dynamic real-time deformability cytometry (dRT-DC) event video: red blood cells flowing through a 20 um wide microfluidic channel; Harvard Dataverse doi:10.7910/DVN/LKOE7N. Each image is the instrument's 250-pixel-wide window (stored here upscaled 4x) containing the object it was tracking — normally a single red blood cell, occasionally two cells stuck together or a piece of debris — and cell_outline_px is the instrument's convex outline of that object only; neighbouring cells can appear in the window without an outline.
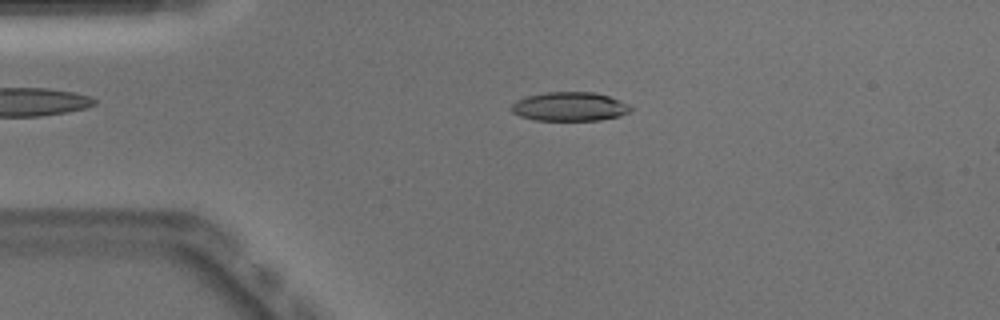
{"species": "Egyptian fruit bat (a non-hibernating species)", "species_latin": "Rousettus aegyptiacus", "temperature_condition": "warm", "stored_images_in_passage": 50, "camera_frame_rate_fps": 3000, "um_per_image_px": 0.085, "animal": {"sex": "male"}, "frame": {"image": 1, "passage_image": 10, "time_ms": 3.0, "image_size_px": [1000, 320], "cell_outline_px": [[632, 108], [628, 112], [620, 116], [600, 120], [536, 120], [520, 116], [512, 112], [508, 108], [516, 100], [528, 96], [544, 92], [596, 92], [632, 104]], "centroid_in_image_um": [48.43, 9.05], "position_along_channel_um": 36.6, "area_um2": 20.29}}
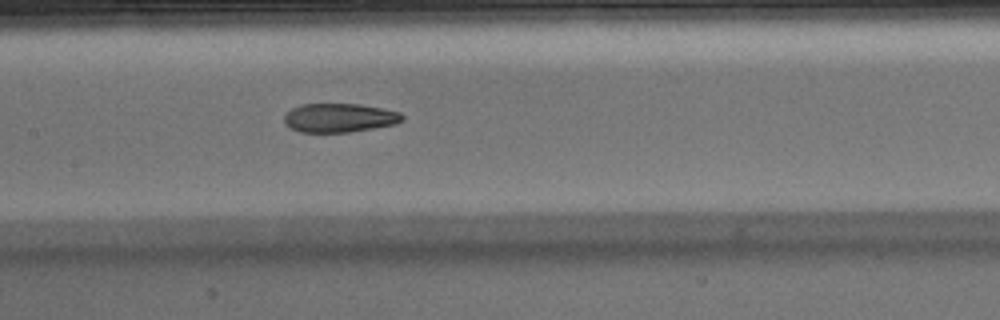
{"frame": {"image": 2, "passage_image": 23, "time_ms": 7.333, "image_size_px": [1000, 320], "cell_outline_px": [[404, 120], [396, 124], [348, 132], [300, 132], [292, 128], [284, 120], [284, 116], [292, 108], [300, 104], [360, 104], [400, 112], [404, 116]], "centroid_in_image_um": [28.87, 10.01], "position_along_channel_um": 178.5, "area_um2": 19.71}}
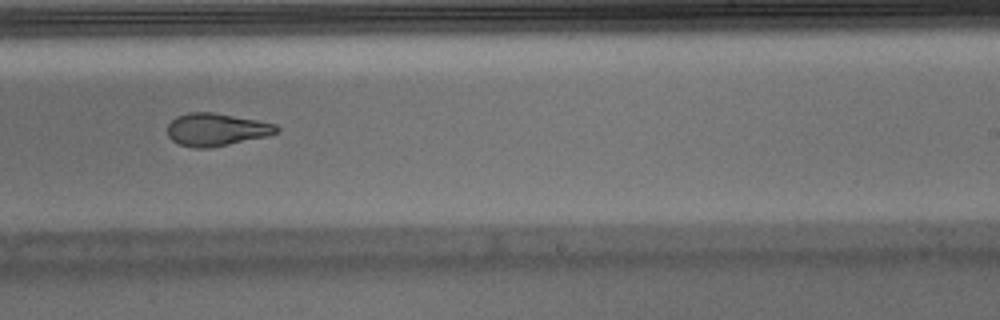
{"frame": {"image": 3, "passage_image": 30, "time_ms": 9.667, "image_size_px": [1000, 320], "cell_outline_px": [[280, 128], [276, 132], [264, 136], [228, 144], [208, 148], [196, 148], [180, 144], [172, 140], [168, 136], [168, 124], [176, 116], [188, 112], [212, 112], [256, 120], [276, 124]], "centroid_in_image_um": [18.34, 11.0], "position_along_channel_um": 270.7, "area_um2": 20.4}, "authors_computed_cell_mechanics": {"area_um2": 21.097, "velocity_mm_per_s": 3.9557, "shape_relaxation_time_tau1_ms": 8.2981, "shape_relaxation_time_tau2_ms": 3.5087, "deformation_change_tau1": 0.2638, "deformation_change_tau2": 0.1245}}